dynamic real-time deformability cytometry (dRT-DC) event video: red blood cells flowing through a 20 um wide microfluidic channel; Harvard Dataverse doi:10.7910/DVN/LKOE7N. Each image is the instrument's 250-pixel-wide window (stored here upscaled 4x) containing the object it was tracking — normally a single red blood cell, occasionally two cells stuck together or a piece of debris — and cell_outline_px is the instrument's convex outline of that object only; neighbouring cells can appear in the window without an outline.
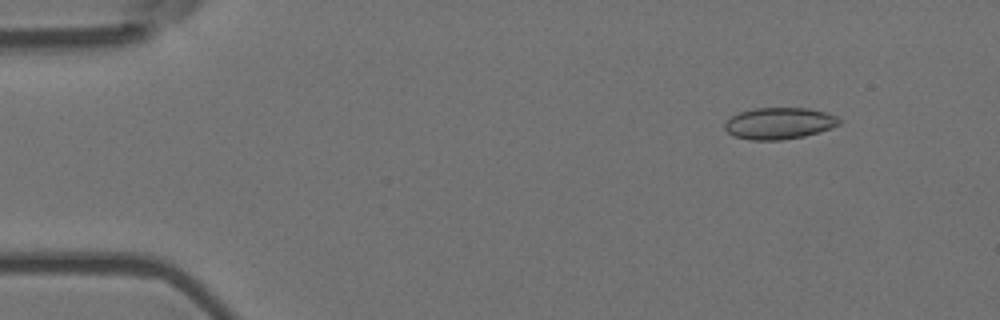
{"species": "Egyptian fruit bat (a non-hibernating species)", "species_latin": "Rousettus aegyptiacus", "temperature_condition": "room temperature", "stored_images_in_passage": 50, "camera_frame_rate_fps": 3000, "um_per_image_px": 0.085, "animal": {"sex": "female"}, "frame": {"image": 1, "passage_image": 1, "time_ms": 0.0, "image_size_px": [1000, 320], "cell_outline_px": [[844, 120], [840, 124], [832, 128], [820, 132], [804, 136], [780, 140], [752, 140], [732, 136], [724, 128], [724, 124], [732, 116], [740, 112], [752, 108], [808, 108], [824, 112], [836, 116]], "centroid_in_image_um": [66.26, 10.48], "position_along_channel_um": 18.7, "area_um2": 21.21}}
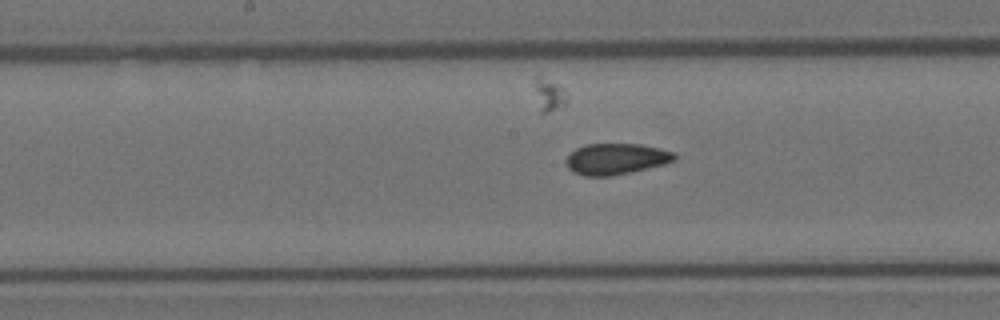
{"frame": {"image": 2, "passage_image": 23, "time_ms": 7.333, "image_size_px": [1000, 320], "cell_outline_px": [[676, 160], [664, 164], [612, 176], [584, 176], [572, 172], [568, 168], [564, 160], [576, 148], [588, 144], [640, 144], [660, 148], [676, 152]], "centroid_in_image_um": [52.36, 13.51], "position_along_channel_um": 195.8, "area_um2": 19.71}}
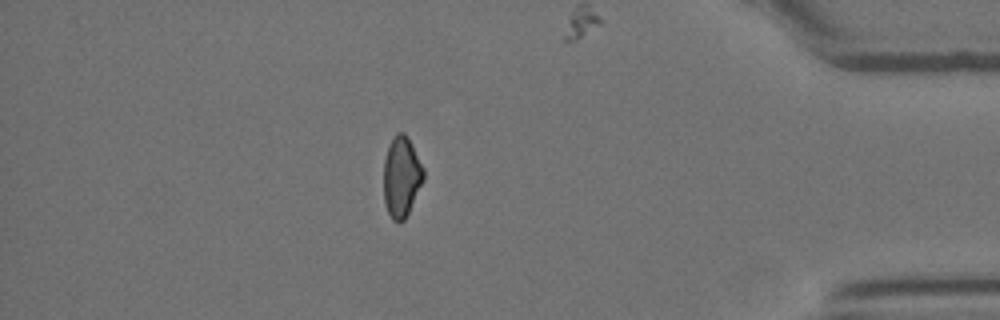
{"frame": {"image": 3, "passage_image": 43, "time_ms": 14.0, "image_size_px": [1000, 320], "cell_outline_px": [[424, 180], [404, 220], [400, 224], [392, 220], [384, 204], [384, 160], [388, 144], [396, 132], [404, 132], [408, 136], [424, 168]], "centroid_in_image_um": [34.12, 15.01], "position_along_channel_um": 401.1, "area_um2": 18.96}, "authors_computed_cell_mechanics": {"area_um2": 19.8543, "velocity_mm_per_s": 3.672, "shape_relaxation_time_tau1_ms": null, "shape_relaxation_time_tau2_ms": 2.2725, "deformation_change_tau1": null, "deformation_change_tau2": 0.0975}}